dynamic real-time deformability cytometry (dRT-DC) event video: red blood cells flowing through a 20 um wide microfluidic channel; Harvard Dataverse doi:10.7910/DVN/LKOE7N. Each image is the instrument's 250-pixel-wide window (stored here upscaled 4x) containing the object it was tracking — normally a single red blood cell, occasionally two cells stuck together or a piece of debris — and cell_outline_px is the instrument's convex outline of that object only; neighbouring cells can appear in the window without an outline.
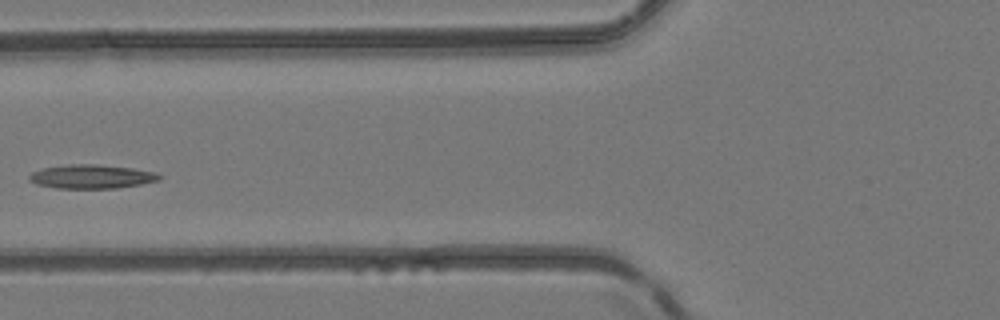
{"species": "common noctule bat (a hibernating species)", "species_latin": "Nyctalus noctula", "temperature_condition": "room temperature", "stored_images_in_passage": 4, "camera_frame_rate_fps": 3000, "um_per_image_px": 0.085, "animal": {"sex": "female", "body_mass_g": 24.6, "forearm_length_mm": 56.2}, "frame": {"image": 1, "passage_image": 4, "time_ms": 3.333, "image_size_px": [1000, 320], "cell_outline_px": [[164, 176], [160, 180], [140, 184], [116, 188], [56, 188], [36, 184], [28, 180], [28, 176], [32, 172], [44, 168], [68, 164], [100, 164], [132, 168], [156, 172]], "centroid_in_image_um": [7.8, 15.0], "position_along_channel_um": 118.0, "area_um2": 18.21}}